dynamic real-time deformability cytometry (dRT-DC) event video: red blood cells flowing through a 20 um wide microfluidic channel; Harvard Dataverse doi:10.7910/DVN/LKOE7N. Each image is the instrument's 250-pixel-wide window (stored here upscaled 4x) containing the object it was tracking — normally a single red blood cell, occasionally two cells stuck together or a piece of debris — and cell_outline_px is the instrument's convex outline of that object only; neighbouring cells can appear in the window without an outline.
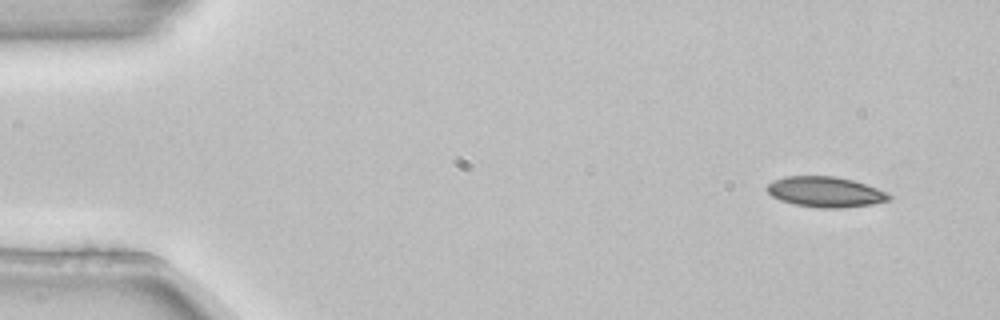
{"species": "common noctule bat (a hibernating species)", "species_latin": "Nyctalus noctula", "temperature_condition": "room temperature", "stored_images_in_passage": 4, "camera_frame_rate_fps": 3000, "um_per_image_px": 0.085, "animal": {"sex": "female", "body_mass_g": 22.7, "forearm_length_mm": 54.2}, "frame": {"image": 1, "passage_image": 1, "time_ms": 0.0, "image_size_px": [1000, 320], "cell_outline_px": [[892, 200], [872, 204], [840, 208], [820, 208], [792, 204], [780, 200], [772, 196], [764, 188], [768, 184], [784, 176], [836, 176], [852, 180], [888, 192], [892, 196]], "centroid_in_image_um": [70.16, 16.32], "position_along_channel_um": 14.8, "area_um2": 21.73}}
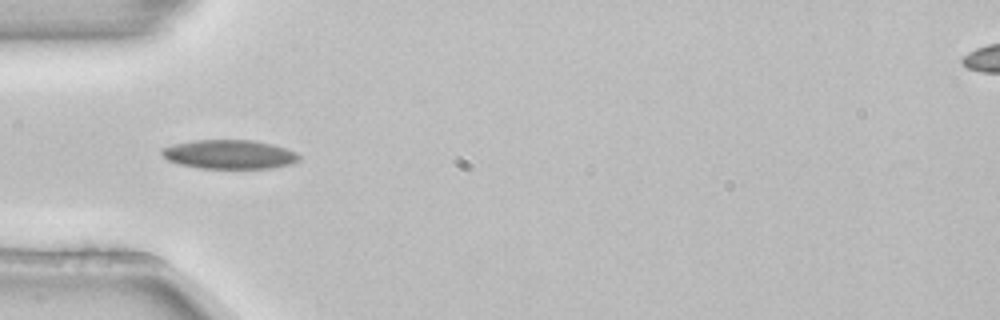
{"frame": {"image": 2, "passage_image": 4, "time_ms": 1.0, "image_size_px": [1000, 320], "cell_outline_px": [[300, 160], [292, 164], [272, 168], [200, 168], [180, 164], [168, 160], [160, 152], [160, 148], [172, 144], [196, 140], [252, 140], [272, 144], [296, 152], [300, 156]], "centroid_in_image_um": [19.49, 13.12], "position_along_channel_um": 65.5, "area_um2": 23.24}}